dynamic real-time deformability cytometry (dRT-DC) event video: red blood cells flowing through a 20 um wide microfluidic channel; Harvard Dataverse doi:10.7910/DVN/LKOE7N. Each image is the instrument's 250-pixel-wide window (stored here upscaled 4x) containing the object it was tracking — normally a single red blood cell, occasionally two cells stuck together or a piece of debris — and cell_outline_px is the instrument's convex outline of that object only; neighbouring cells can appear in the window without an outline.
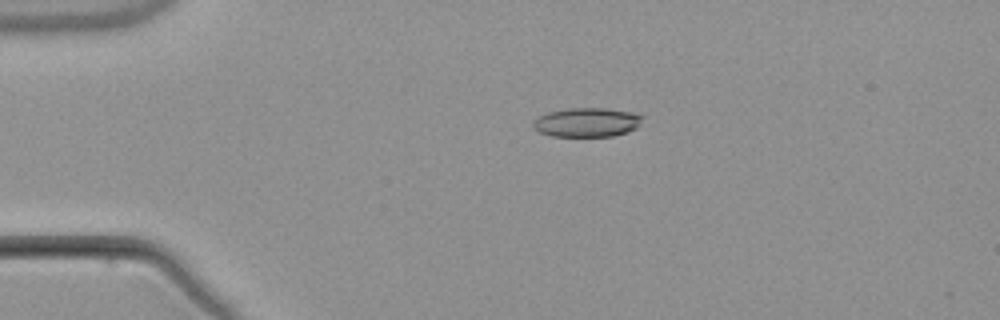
{"species": "common noctule bat (a hibernating species)", "species_latin": "Nyctalus noctula", "temperature_condition": "warm", "stored_images_in_passage": 4, "camera_frame_rate_fps": 3000, "um_per_image_px": 0.085, "animal": {"sex": "male", "body_mass_g": 21.5, "forearm_length_mm": 52.0}, "frame": {"image": 1, "passage_image": 2, "time_ms": 1.333, "image_size_px": [1000, 320], "cell_outline_px": [[644, 116], [640, 124], [636, 128], [628, 132], [612, 136], [552, 136], [540, 132], [532, 124], [532, 120], [548, 112], [568, 108], [608, 108], [632, 112]], "centroid_in_image_um": [49.91, 10.39], "position_along_channel_um": 35.1, "area_um2": 18.61}}
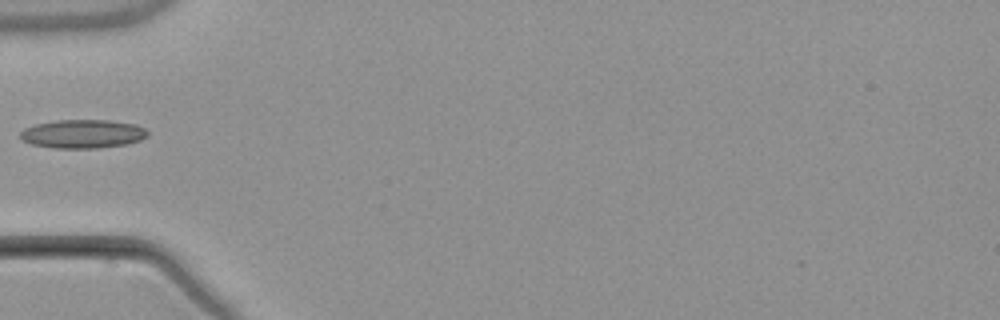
{"frame": {"image": 2, "passage_image": 4, "time_ms": 3.667, "image_size_px": [1000, 320], "cell_outline_px": [[148, 136], [140, 140], [128, 144], [100, 148], [56, 148], [32, 144], [20, 140], [20, 132], [24, 128], [36, 124], [56, 120], [108, 120], [136, 124], [144, 128], [148, 132]], "centroid_in_image_um": [7.04, 11.38], "position_along_channel_um": 78.0, "area_um2": 21.39}}